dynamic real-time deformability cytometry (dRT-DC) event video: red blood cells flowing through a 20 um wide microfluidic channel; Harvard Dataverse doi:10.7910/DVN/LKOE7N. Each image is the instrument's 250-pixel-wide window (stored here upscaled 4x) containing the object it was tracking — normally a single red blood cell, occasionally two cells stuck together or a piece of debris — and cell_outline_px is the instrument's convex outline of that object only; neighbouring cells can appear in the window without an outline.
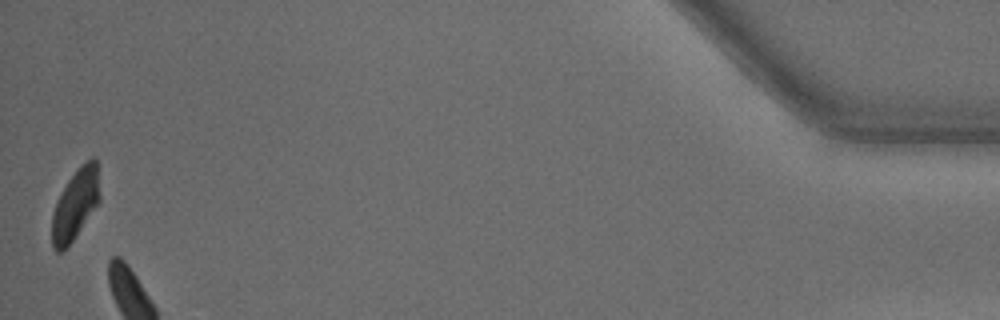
{"species": "common noctule bat (a hibernating species)", "species_latin": "Nyctalus noctula", "temperature_condition": "warm", "stored_images_in_passage": 33, "camera_frame_rate_fps": 3000, "um_per_image_px": 0.085, "animal": {"sex": "male", "body_mass_g": 15.6}, "frame": {"image": 1, "passage_image": 33, "time_ms": 10.667, "image_size_px": [1000, 320], "cell_outline_px": [[100, 200], [68, 248], [60, 252], [56, 252], [52, 248], [52, 212], [56, 200], [68, 180], [80, 164], [92, 156], [96, 160], [100, 196]], "centroid_in_image_um": [6.38, 17.39], "position_along_channel_um": 428.8, "area_um2": 19.83}, "authors_computed_cell_mechanics": {"area_um2": 21.964, "velocity_mm_per_s": 4.191, "shape_relaxation_time_tau1_ms": 2.4537, "shape_relaxation_time_tau2_ms": 5.2932, "deformation_change_tau1": 0.0964, "deformation_change_tau2": 0.1099}}